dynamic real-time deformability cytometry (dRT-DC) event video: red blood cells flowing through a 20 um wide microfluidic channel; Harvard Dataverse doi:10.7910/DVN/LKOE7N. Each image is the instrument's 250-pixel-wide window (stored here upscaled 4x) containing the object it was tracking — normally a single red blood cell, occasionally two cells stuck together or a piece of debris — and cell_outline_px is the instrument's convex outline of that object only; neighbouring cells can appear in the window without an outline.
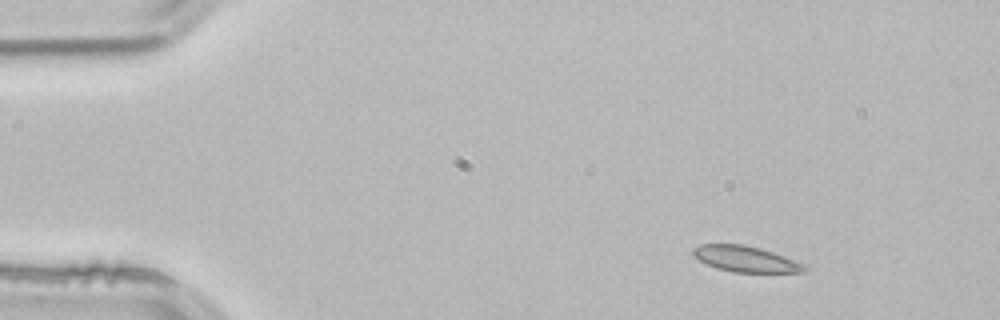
{"species": "common noctule bat (a hibernating species)", "species_latin": "Nyctalus noctula", "temperature_condition": "room temperature", "stored_images_in_passage": 3, "camera_frame_rate_fps": 3000, "um_per_image_px": 0.085, "animal": {"sex": "male", "body_mass_g": 21.5, "forearm_length_mm": 52.0}, "frame": {"image": 1, "passage_image": 1, "time_ms": 0.0, "image_size_px": [1000, 320], "cell_outline_px": [[808, 268], [804, 272], [732, 272], [716, 268], [692, 256], [692, 248], [700, 244], [744, 244], [760, 248], [772, 252], [804, 264]], "centroid_in_image_um": [63.33, 22.01], "position_along_channel_um": 21.7, "area_um2": 16.7}}
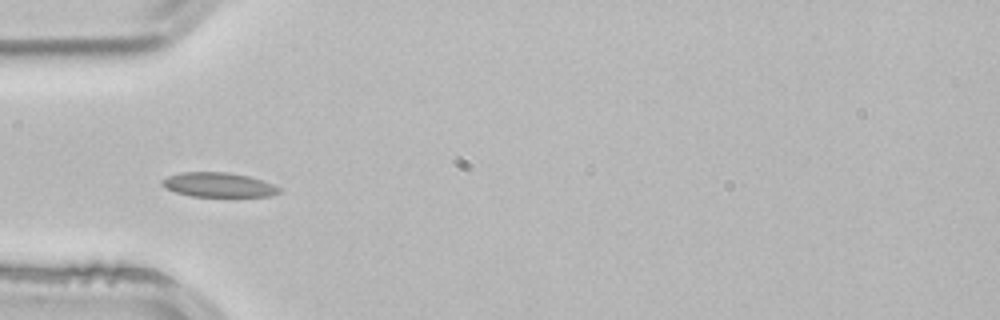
{"frame": {"image": 2, "passage_image": 3, "time_ms": 0.667, "image_size_px": [1000, 320], "cell_outline_px": [[280, 192], [268, 196], [192, 196], [176, 192], [160, 184], [160, 180], [168, 176], [180, 172], [228, 172], [248, 176], [272, 184], [280, 188]], "centroid_in_image_um": [18.53, 15.7], "position_along_channel_um": 66.5, "area_um2": 16.47}}